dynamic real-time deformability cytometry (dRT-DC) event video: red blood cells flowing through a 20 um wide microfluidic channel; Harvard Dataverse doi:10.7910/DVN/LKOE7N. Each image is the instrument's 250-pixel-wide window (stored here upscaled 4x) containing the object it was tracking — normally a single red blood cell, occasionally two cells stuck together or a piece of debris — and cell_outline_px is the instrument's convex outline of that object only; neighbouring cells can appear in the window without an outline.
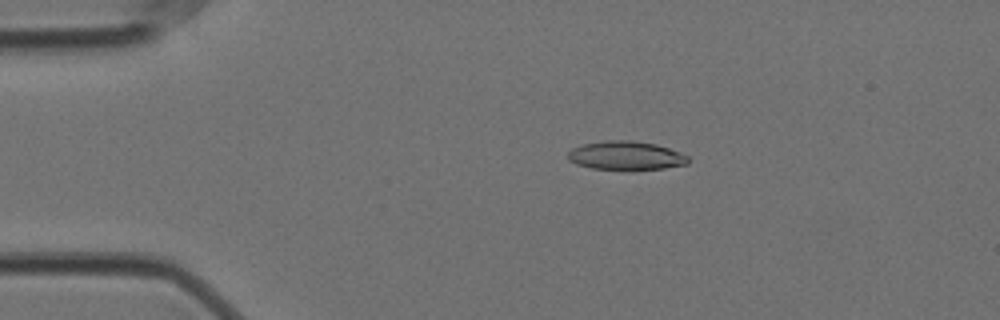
{"species": "Egyptian fruit bat (a non-hibernating species)", "species_latin": "Rousettus aegyptiacus", "temperature_condition": "cold", "stored_images_in_passage": 57, "camera_frame_rate_fps": 3000, "um_per_image_px": 0.085, "animal": {"sex": "female"}, "frame": {"image": 1, "passage_image": 11, "time_ms": 3.333, "image_size_px": [1000, 320], "cell_outline_px": [[688, 164], [664, 168], [632, 172], [592, 168], [576, 164], [568, 160], [568, 152], [572, 148], [584, 144], [604, 140], [632, 140], [656, 144], [668, 148], [688, 156]], "centroid_in_image_um": [53.19, 13.26], "position_along_channel_um": 31.8, "area_um2": 20.69}}
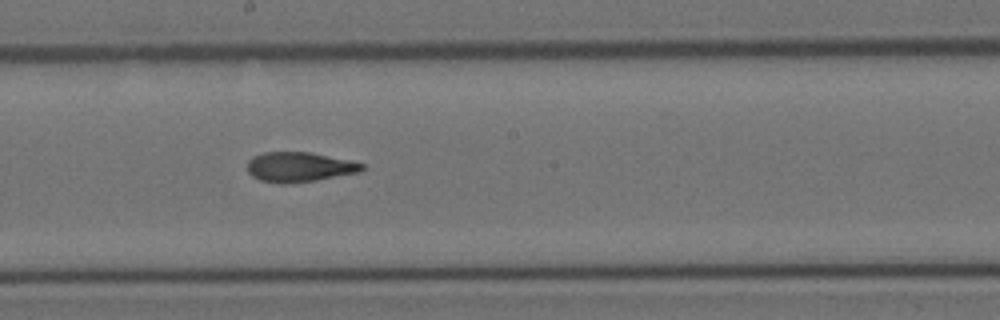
{"frame": {"image": 2, "passage_image": 31, "time_ms": 10.0, "image_size_px": [1000, 320], "cell_outline_px": [[364, 168], [360, 172], [316, 180], [284, 184], [280, 184], [260, 180], [252, 176], [248, 172], [248, 160], [252, 156], [264, 152], [308, 152], [348, 160], [364, 164]], "centroid_in_image_um": [25.4, 14.2], "position_along_channel_um": 222.8, "area_um2": 19.83}}
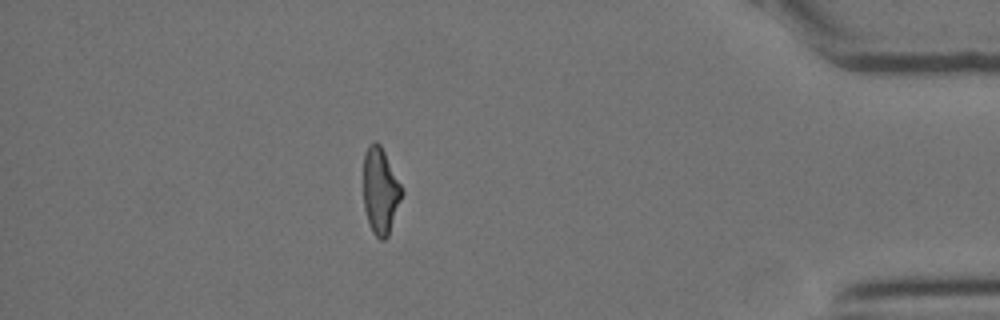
{"frame": {"image": 3, "passage_image": 50, "time_ms": 16.333, "image_size_px": [1000, 320], "cell_outline_px": [[404, 192], [388, 236], [384, 240], [380, 240], [372, 232], [364, 208], [364, 152], [368, 144], [376, 140], [380, 144]], "centroid_in_image_um": [32.33, 16.22], "position_along_channel_um": 402.9, "area_um2": 19.19}, "authors_computed_cell_mechanics": {"area_um2": 20.1144, "velocity_mm_per_s": 3.5518, "shape_relaxation_time_tau1_ms": 8.4969, "shape_relaxation_time_tau2_ms": 2.1736, "deformation_change_tau1": 0.219, "deformation_change_tau2": 0.1006}}